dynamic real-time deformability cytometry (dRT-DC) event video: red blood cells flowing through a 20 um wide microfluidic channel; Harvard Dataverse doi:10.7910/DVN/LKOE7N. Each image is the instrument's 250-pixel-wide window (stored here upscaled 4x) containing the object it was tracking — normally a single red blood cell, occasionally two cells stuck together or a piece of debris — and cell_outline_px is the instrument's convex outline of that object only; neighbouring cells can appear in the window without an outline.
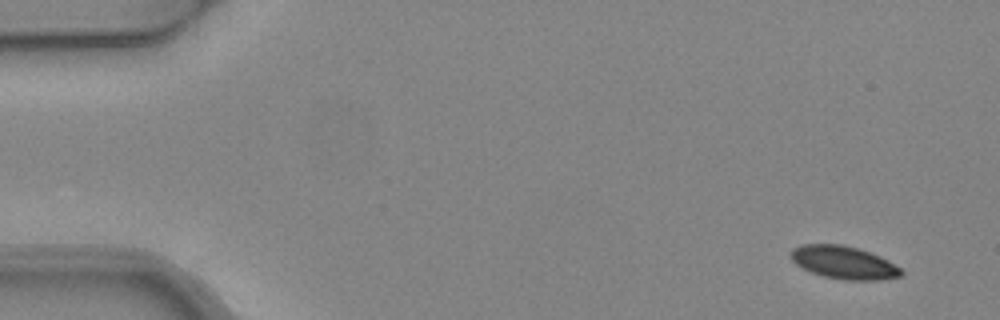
{"species": "common noctule bat (a hibernating species)", "species_latin": "Nyctalus noctula", "temperature_condition": "warm", "stored_images_in_passage": 5, "camera_frame_rate_fps": 3000, "um_per_image_px": 0.085, "animal": {"sex": "female", "body_mass_g": 24.6, "forearm_length_mm": 56.2}, "frame": {"image": 1, "passage_image": 1, "time_ms": 0.0, "image_size_px": [1000, 320], "cell_outline_px": [[904, 272], [900, 276], [880, 280], [844, 280], [824, 276], [812, 272], [796, 264], [792, 260], [788, 252], [792, 248], [800, 244], [840, 244], [856, 248], [880, 256], [888, 260], [900, 268]], "centroid_in_image_um": [71.69, 22.3], "position_along_channel_um": 13.3, "area_um2": 21.1}}
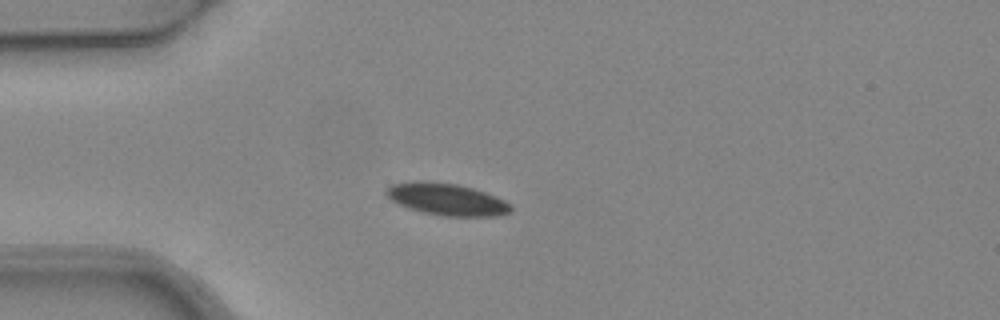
{"frame": {"image": 2, "passage_image": 4, "time_ms": 1.0, "image_size_px": [1000, 320], "cell_outline_px": [[512, 212], [496, 216], [444, 216], [424, 212], [408, 208], [392, 200], [384, 192], [392, 184], [416, 180], [420, 180], [460, 184], [496, 196], [512, 204]], "centroid_in_image_um": [38.0, 16.93], "position_along_channel_um": 47.0, "area_um2": 23.24}}